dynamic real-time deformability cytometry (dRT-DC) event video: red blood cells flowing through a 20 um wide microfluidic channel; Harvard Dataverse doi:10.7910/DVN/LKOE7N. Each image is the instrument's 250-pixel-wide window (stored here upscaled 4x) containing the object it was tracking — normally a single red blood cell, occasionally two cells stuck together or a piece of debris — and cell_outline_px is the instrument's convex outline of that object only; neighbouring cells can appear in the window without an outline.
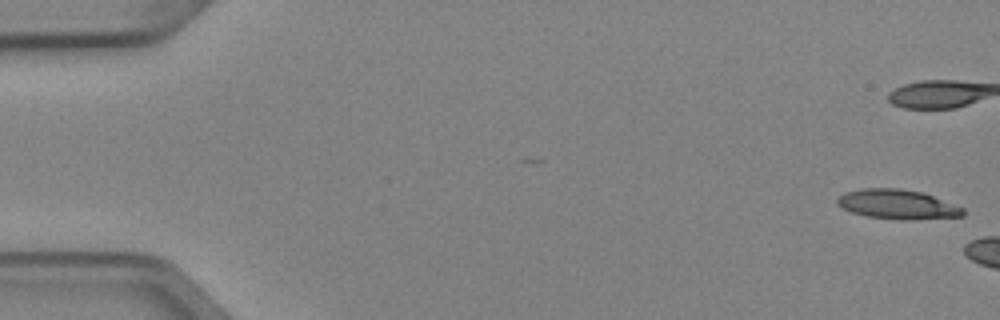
{"species": "Egyptian fruit bat (a non-hibernating species)", "species_latin": "Rousettus aegyptiacus", "temperature_condition": "cold", "stored_images_in_passage": 4, "camera_frame_rate_fps": 3000, "um_per_image_px": 0.085, "animal": {"sex": "female"}, "frame": {"image": 1, "passage_image": 1, "time_ms": 0.0, "image_size_px": [1000, 320], "cell_outline_px": [[964, 216], [908, 220], [868, 216], [852, 212], [836, 204], [836, 200], [844, 192], [864, 188], [896, 188], [924, 192], [964, 208]], "centroid_in_image_um": [76.3, 17.36], "position_along_channel_um": 8.7, "area_um2": 21.5}}